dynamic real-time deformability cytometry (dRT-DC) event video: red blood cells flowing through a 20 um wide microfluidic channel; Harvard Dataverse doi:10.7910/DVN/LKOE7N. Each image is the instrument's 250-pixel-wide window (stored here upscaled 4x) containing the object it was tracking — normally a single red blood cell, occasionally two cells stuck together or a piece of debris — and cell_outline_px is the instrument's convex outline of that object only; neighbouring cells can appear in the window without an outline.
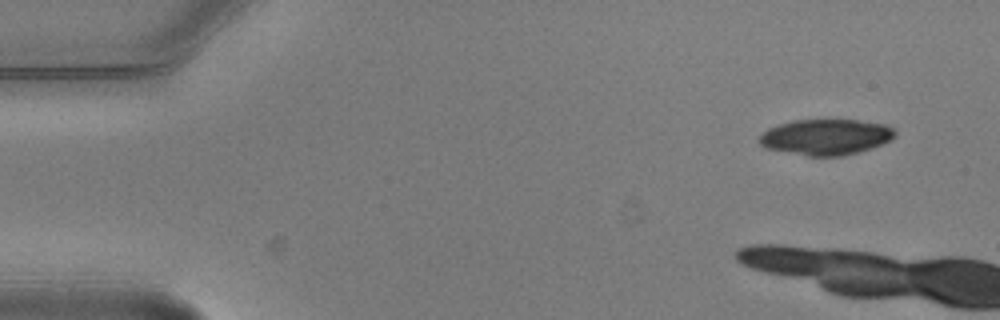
{"species": "common noctule bat (a hibernating species)", "species_latin": "Nyctalus noctula", "temperature_condition": "warm", "stored_images_in_passage": 6, "camera_frame_rate_fps": 3000, "um_per_image_px": 0.085, "animal": {"sex": "male", "body_mass_g": 20.5, "forearm_length_mm": 52.5}, "frame": {"image": 1, "passage_image": 1, "time_ms": 0.0, "image_size_px": [1000, 320], "cell_outline_px": [[896, 136], [892, 140], [844, 156], [808, 156], [764, 148], [756, 140], [760, 132], [776, 124], [792, 120], [856, 120], [884, 124], [892, 128], [896, 132]], "centroid_in_image_um": [70.11, 11.64], "position_along_channel_um": 14.9, "area_um2": 28.5}}